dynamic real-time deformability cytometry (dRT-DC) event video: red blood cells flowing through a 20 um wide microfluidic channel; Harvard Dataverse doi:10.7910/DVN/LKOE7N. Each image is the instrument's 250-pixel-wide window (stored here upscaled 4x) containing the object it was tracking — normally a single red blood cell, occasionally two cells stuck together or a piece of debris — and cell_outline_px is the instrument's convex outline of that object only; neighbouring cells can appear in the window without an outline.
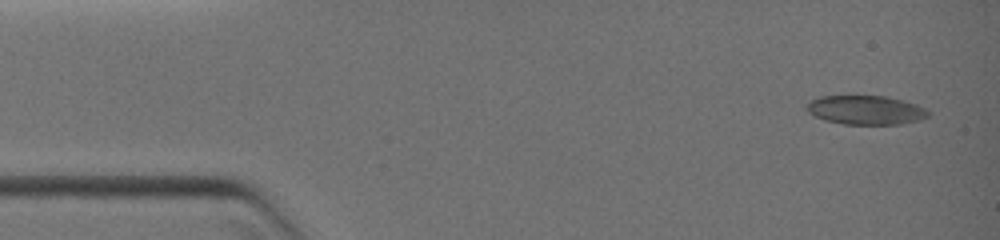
{"species": "common noctule bat (a hibernating species)", "species_latin": "Nyctalus noctula", "temperature_condition": "warm", "stored_images_in_passage": 23, "camera_frame_rate_fps": 3000, "um_per_image_px": 0.085, "animal": {"sex": "female", "body_mass_g": 19.0, "forearm_length_mm": 51.5}, "frame": {"image": 1, "passage_image": 1, "time_ms": 0.0, "image_size_px": [1000, 240], "cell_outline_px": [[928, 116], [920, 120], [900, 124], [844, 124], [824, 120], [808, 112], [804, 104], [820, 96], [884, 96], [916, 104], [924, 108], [928, 112]], "centroid_in_image_um": [73.55, 9.35], "position_along_channel_um": 11.4, "area_um2": 20.4}}
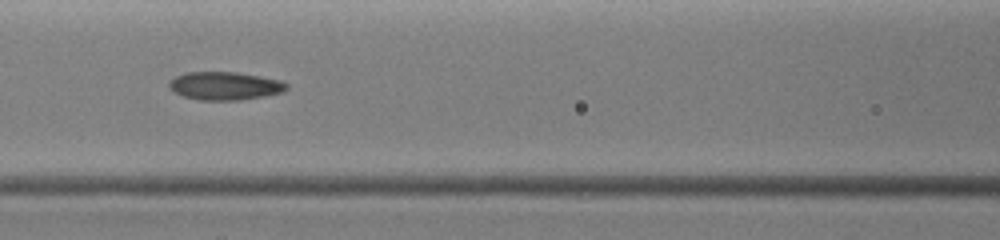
{"frame": {"image": 2, "passage_image": 10, "time_ms": 5.0, "image_size_px": [1000, 240], "cell_outline_px": [[288, 88], [284, 92], [264, 96], [240, 100], [200, 100], [184, 96], [172, 92], [168, 88], [168, 84], [176, 76], [184, 72], [236, 72], [260, 76], [280, 80], [288, 84]], "centroid_in_image_um": [19.11, 7.3], "position_along_channel_um": 147.5, "area_um2": 19.36}}
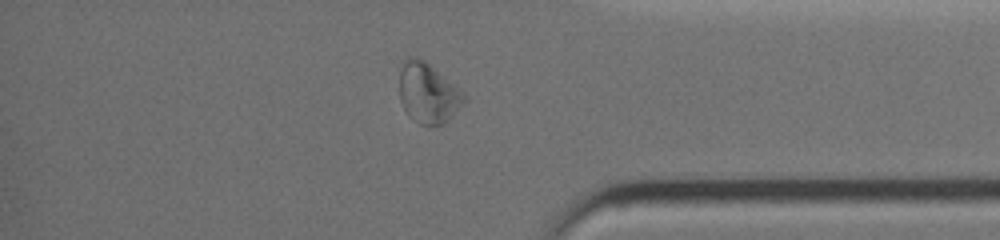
{"frame": {"image": 3, "passage_image": 20, "time_ms": 10.333, "image_size_px": [1000, 240], "cell_outline_px": [[468, 100], [444, 124], [420, 124], [404, 108], [400, 100], [400, 72], [404, 60], [408, 56], [420, 56], [464, 92]], "centroid_in_image_um": [36.41, 7.87], "position_along_channel_um": 398.8, "area_um2": 22.6}}